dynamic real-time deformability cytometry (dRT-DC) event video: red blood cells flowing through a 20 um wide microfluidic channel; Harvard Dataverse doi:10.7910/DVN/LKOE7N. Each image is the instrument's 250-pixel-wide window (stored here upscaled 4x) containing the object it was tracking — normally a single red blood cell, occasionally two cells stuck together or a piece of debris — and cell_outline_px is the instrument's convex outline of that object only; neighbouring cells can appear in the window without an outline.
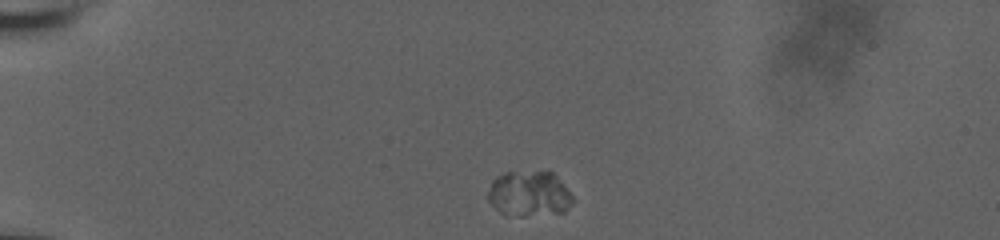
{"species": "human", "species_latin": "Homo sapiens", "temperature_condition": "room temperature", "stored_images_in_passage": 28, "camera_frame_rate_fps": 3000, "um_per_image_px": 0.085, "donor": {"sex": "male"}, "frame": {"image": 1, "passage_image": 1, "time_ms": 0.0, "image_size_px": [1000, 240], "cell_outline_px": [[576, 200], [564, 212], [524, 216], [504, 216], [488, 200], [488, 192], [492, 180], [496, 176], [504, 172], [552, 172]], "centroid_in_image_um": [44.96, 16.49], "position_along_channel_um": 40.0, "area_um2": 22.48}}
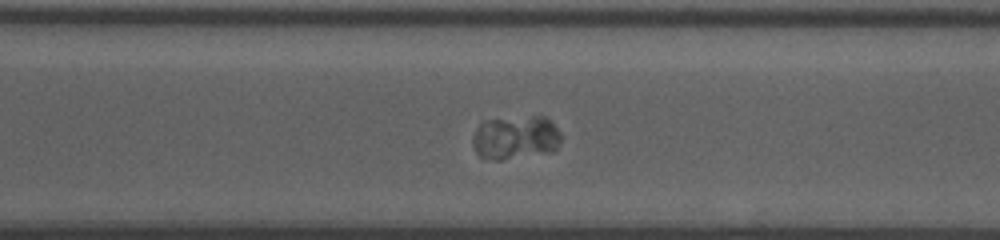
{"frame": {"image": 2, "passage_image": 20, "time_ms": 6.333, "image_size_px": [1000, 240], "cell_outline_px": [[560, 140], [556, 148], [552, 152], [500, 160], [484, 160], [476, 152], [472, 144], [472, 136], [476, 128], [484, 120], [532, 116], [544, 116], [552, 120], [560, 132]], "centroid_in_image_um": [43.8, 11.69], "position_along_channel_um": 326.8, "area_um2": 22.83}}
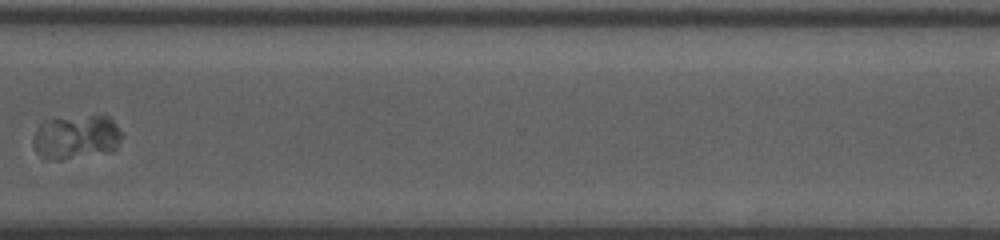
{"frame": {"image": 3, "passage_image": 22, "time_ms": 7.0, "image_size_px": [1000, 240], "cell_outline_px": [[124, 136], [116, 148], [112, 152], [60, 160], [52, 160], [40, 156], [36, 152], [32, 144], [32, 140], [36, 128], [40, 124], [52, 120], [92, 116], [108, 116], [116, 124]], "centroid_in_image_um": [6.5, 11.69], "position_along_channel_um": 364.1, "area_um2": 22.77}}